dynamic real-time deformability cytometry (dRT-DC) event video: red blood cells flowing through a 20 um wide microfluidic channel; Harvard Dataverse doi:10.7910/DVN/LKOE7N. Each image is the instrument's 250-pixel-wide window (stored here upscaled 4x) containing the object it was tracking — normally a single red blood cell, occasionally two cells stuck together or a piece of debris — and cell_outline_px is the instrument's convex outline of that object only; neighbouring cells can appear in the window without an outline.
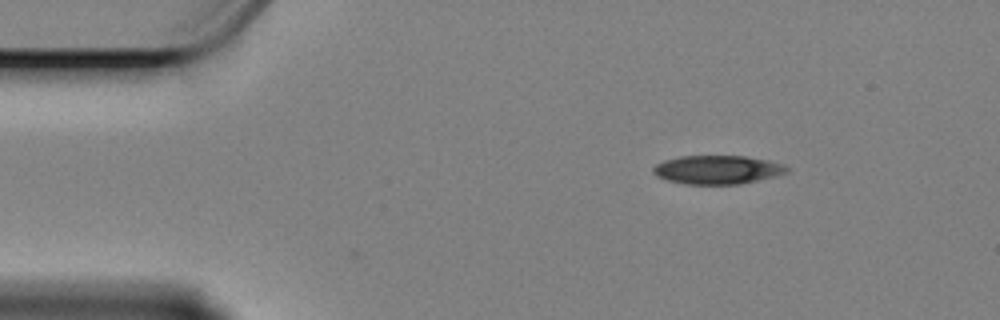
{"species": "Egyptian fruit bat (a non-hibernating species)", "species_latin": "Rousettus aegyptiacus", "temperature_condition": "cold", "stored_images_in_passage": 2, "camera_frame_rate_fps": 3000, "um_per_image_px": 0.085, "animal": {"sex": "female"}, "frame": {"image": 1, "passage_image": 1, "time_ms": 0.0, "image_size_px": [1000, 320], "cell_outline_px": [[788, 172], [776, 176], [740, 184], [684, 184], [668, 180], [656, 176], [652, 172], [652, 168], [656, 164], [664, 160], [680, 156], [744, 156], [768, 160], [784, 164], [788, 168]], "centroid_in_image_um": [60.97, 14.42], "position_along_channel_um": 24.0, "area_um2": 22.37}}